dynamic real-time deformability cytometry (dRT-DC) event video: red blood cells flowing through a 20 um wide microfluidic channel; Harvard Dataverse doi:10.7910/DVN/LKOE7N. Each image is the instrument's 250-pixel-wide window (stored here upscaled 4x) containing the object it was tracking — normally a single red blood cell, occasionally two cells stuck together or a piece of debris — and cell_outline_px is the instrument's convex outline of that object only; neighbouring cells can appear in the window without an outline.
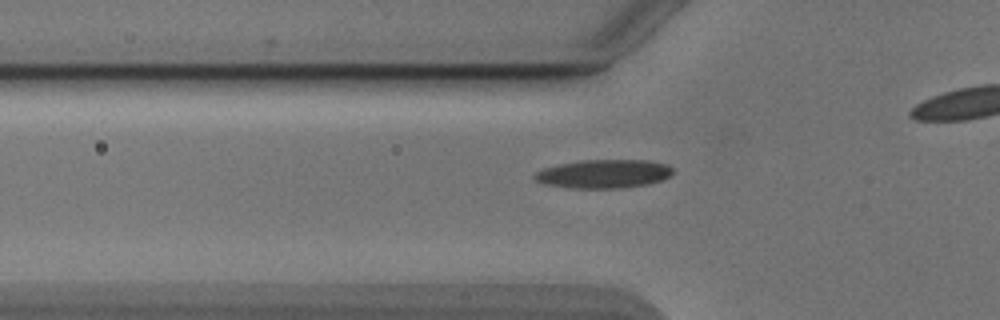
{"species": "Egyptian fruit bat (a non-hibernating species)", "species_latin": "Rousettus aegyptiacus", "temperature_condition": "cold", "stored_images_in_passage": 9, "camera_frame_rate_fps": 3000, "um_per_image_px": 0.085, "animal": {"sex": "male"}, "frame": {"image": 1, "passage_image": 8, "time_ms": 2.333, "image_size_px": [1000, 320], "cell_outline_px": [[676, 172], [660, 180], [648, 184], [620, 188], [572, 188], [544, 184], [536, 180], [532, 176], [536, 172], [544, 168], [560, 164], [580, 160], [648, 160], [668, 164]], "centroid_in_image_um": [51.33, 14.77], "position_along_channel_um": 74.5, "area_um2": 23.06}}